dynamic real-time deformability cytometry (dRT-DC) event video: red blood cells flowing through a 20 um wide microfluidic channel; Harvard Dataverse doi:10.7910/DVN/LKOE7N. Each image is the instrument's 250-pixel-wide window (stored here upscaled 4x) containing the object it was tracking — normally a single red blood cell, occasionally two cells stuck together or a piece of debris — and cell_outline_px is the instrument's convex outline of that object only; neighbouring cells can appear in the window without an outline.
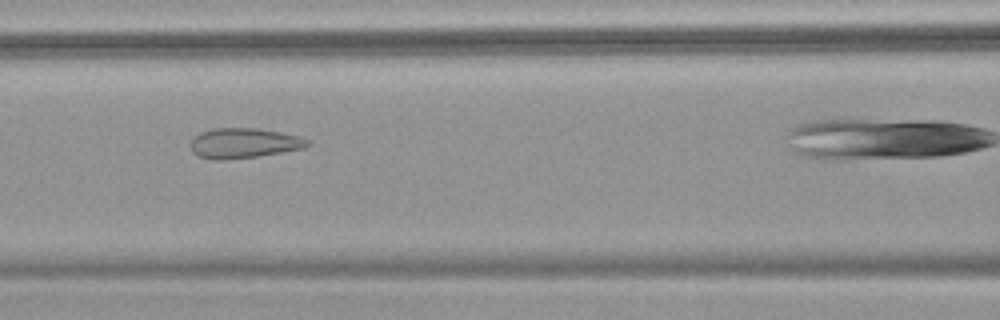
{"species": "common noctule bat (a hibernating species)", "species_latin": "Nyctalus noctula", "temperature_condition": "warm", "stored_images_in_passage": 10, "camera_frame_rate_fps": 3000, "um_per_image_px": 0.085, "animal": {"sex": "female", "body_mass_g": 18.4}, "frame": {"image": 1, "passage_image": 7, "time_ms": 2.0, "image_size_px": [1000, 320], "cell_outline_px": [[312, 144], [304, 148], [256, 156], [220, 160], [212, 160], [200, 156], [192, 152], [192, 140], [200, 132], [212, 128], [256, 128], [280, 132], [300, 136], [312, 140]], "centroid_in_image_um": [20.77, 12.15], "position_along_channel_um": 145.8, "area_um2": 20.4}}